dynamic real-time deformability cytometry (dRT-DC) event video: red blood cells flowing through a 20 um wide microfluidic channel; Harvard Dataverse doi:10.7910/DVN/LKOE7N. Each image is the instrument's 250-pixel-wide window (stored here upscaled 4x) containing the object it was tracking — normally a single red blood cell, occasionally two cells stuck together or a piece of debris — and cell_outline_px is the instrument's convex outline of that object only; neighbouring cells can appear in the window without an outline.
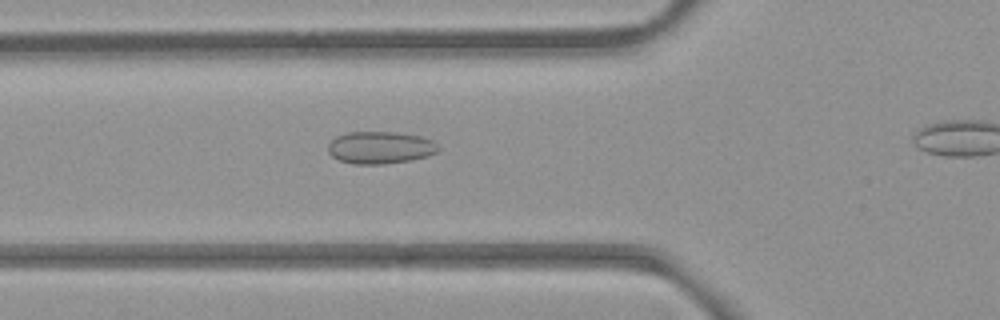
{"species": "common noctule bat (a hibernating species)", "species_latin": "Nyctalus noctula", "temperature_condition": "room temperature", "stored_images_in_passage": 31, "camera_frame_rate_fps": 3000, "um_per_image_px": 0.085, "animal": {"sex": "female", "body_mass_g": 21.9}, "frame": {"image": 1, "passage_image": 7, "time_ms": 2.0, "image_size_px": [1000, 320], "cell_outline_px": [[440, 148], [436, 152], [428, 156], [412, 160], [384, 164], [352, 164], [340, 160], [332, 156], [328, 152], [328, 144], [336, 136], [348, 132], [396, 132], [420, 136], [432, 140]], "centroid_in_image_um": [32.31, 12.55], "position_along_channel_um": 93.5, "area_um2": 20.81}}
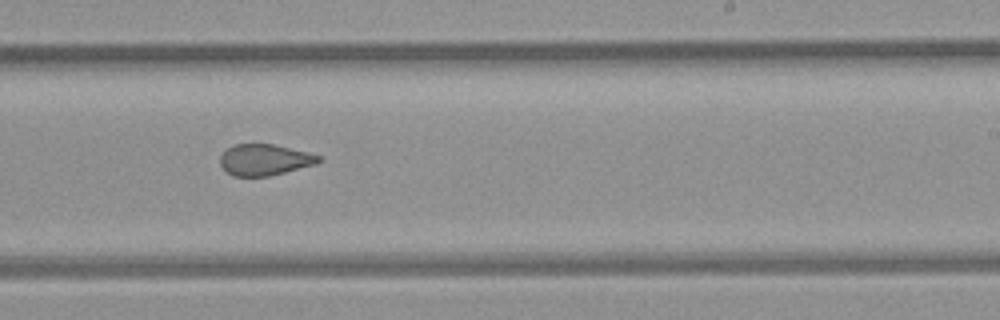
{"frame": {"image": 2, "passage_image": 20, "time_ms": 6.333, "image_size_px": [1000, 320], "cell_outline_px": [[320, 160], [316, 164], [268, 176], [232, 176], [220, 164], [220, 156], [228, 148], [236, 144], [272, 144], [308, 152], [320, 156]], "centroid_in_image_um": [22.48, 13.58], "position_along_channel_um": 266.5, "area_um2": 17.63}}
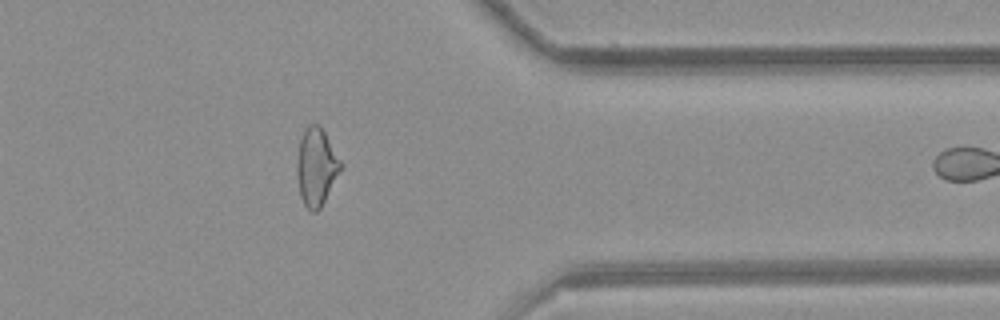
{"frame": {"image": 3, "passage_image": 30, "time_ms": 9.667, "image_size_px": [1000, 320], "cell_outline_px": [[344, 164], [320, 208], [316, 212], [312, 212], [304, 204], [300, 196], [296, 176], [296, 164], [300, 140], [304, 128], [308, 124], [320, 124]], "centroid_in_image_um": [26.88, 14.15], "position_along_channel_um": 384.5, "area_um2": 20.0}}